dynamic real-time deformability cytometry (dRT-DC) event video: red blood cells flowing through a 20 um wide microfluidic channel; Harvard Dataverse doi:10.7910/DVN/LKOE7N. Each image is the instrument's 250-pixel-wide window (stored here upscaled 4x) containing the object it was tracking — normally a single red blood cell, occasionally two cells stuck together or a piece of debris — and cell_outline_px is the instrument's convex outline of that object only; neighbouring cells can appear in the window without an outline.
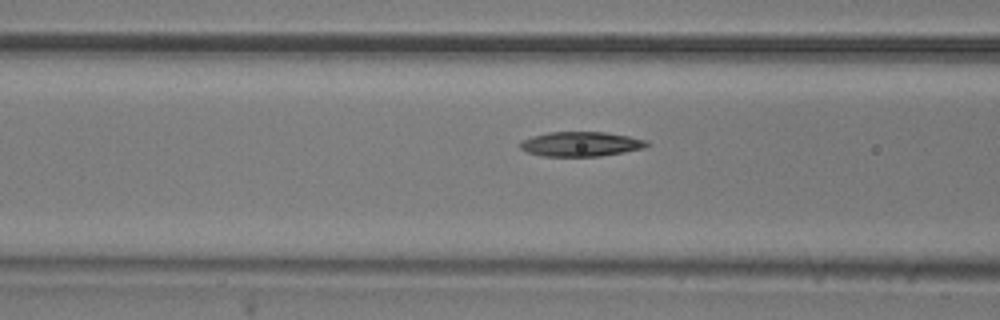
{"species": "common noctule bat (a hibernating species)", "species_latin": "Nyctalus noctula", "temperature_condition": "room temperature", "stored_images_in_passage": 12, "camera_frame_rate_fps": 3000, "um_per_image_px": 0.085, "animal": {"sex": "male", "body_mass_g": 20.5, "forearm_length_mm": 52.5}, "frame": {"image": 1, "passage_image": 10, "time_ms": 3.0, "image_size_px": [1000, 320], "cell_outline_px": [[652, 144], [644, 148], [624, 152], [600, 156], [540, 156], [528, 152], [520, 148], [520, 140], [532, 136], [548, 132], [604, 132], [628, 136], [648, 140]], "centroid_in_image_um": [49.39, 12.24], "position_along_channel_um": 117.2, "area_um2": 18.32}}